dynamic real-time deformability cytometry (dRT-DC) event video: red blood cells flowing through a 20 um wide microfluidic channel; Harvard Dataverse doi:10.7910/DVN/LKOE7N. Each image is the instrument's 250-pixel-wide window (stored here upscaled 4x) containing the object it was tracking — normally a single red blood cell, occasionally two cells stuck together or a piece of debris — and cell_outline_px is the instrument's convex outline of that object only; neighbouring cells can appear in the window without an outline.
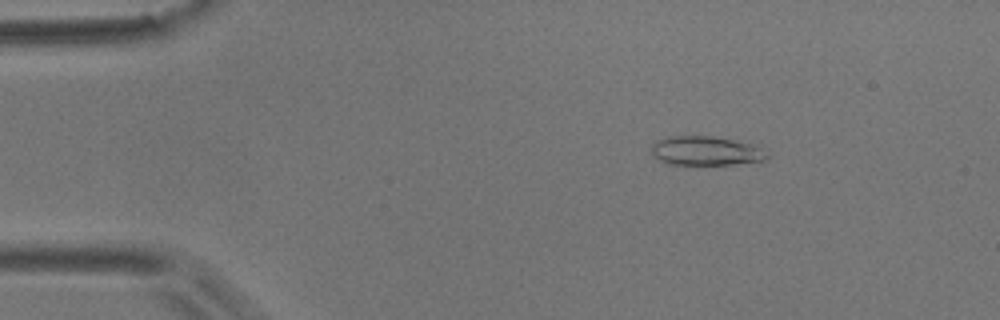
{"species": "common noctule bat (a hibernating species)", "species_latin": "Nyctalus noctula", "temperature_condition": "room temperature", "stored_images_in_passage": 4, "camera_frame_rate_fps": 3000, "um_per_image_px": 0.085, "animal": {"sex": "male", "body_mass_g": 17.9}, "frame": {"image": 1, "passage_image": 1, "time_ms": 0.0, "image_size_px": [1000, 320], "cell_outline_px": [[772, 156], [764, 160], [732, 164], [664, 164], [652, 156], [652, 144], [656, 140], [668, 136], [712, 136], [760, 144], [768, 148]], "centroid_in_image_um": [60.1, 12.81], "position_along_channel_um": 24.9, "area_um2": 20.35}}
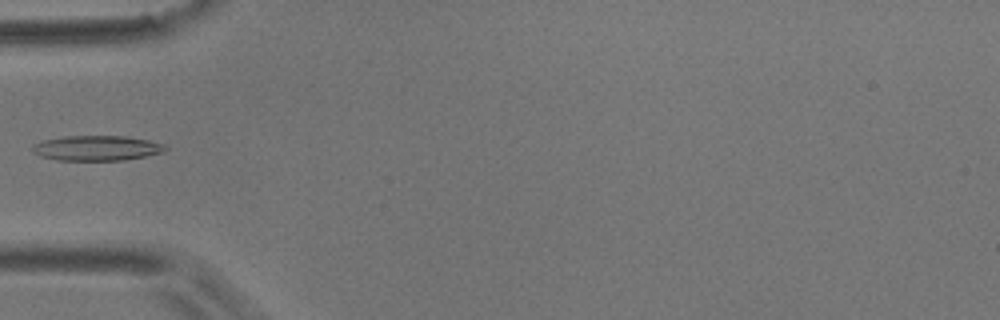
{"frame": {"image": 2, "passage_image": 4, "time_ms": 1.0, "image_size_px": [1000, 320], "cell_outline_px": [[168, 148], [164, 152], [124, 160], [56, 160], [40, 156], [32, 152], [32, 144], [44, 140], [64, 136], [124, 136], [148, 140], [164, 144]], "centroid_in_image_um": [8.2, 12.59], "position_along_channel_um": 76.8, "area_um2": 19.42}}